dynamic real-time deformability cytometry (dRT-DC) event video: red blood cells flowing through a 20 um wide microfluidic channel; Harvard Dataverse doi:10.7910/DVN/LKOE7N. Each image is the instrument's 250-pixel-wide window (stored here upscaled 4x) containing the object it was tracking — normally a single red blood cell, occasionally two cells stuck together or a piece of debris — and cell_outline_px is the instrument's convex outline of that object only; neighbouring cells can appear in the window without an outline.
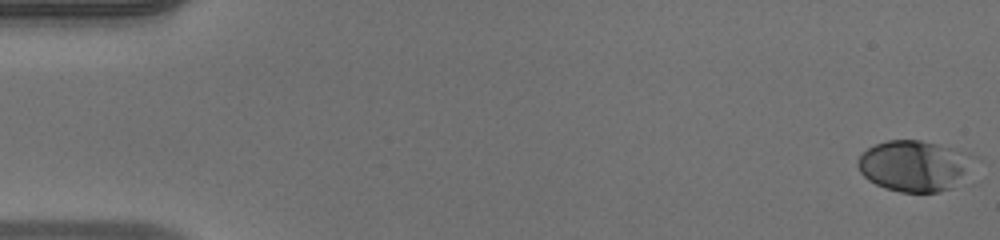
{"species": "human", "species_latin": "Homo sapiens", "temperature_condition": "warm", "stored_images_in_passage": 49, "camera_frame_rate_fps": 3000, "um_per_image_px": 0.085, "donor": {"sex": "male"}, "frame": {"image": 1, "passage_image": 1, "time_ms": 0.0, "image_size_px": [1000, 240], "cell_outline_px": [[980, 160], [952, 188], [936, 192], [900, 192], [884, 188], [868, 180], [860, 172], [856, 164], [860, 156], [868, 148], [876, 144], [888, 140], [920, 140], [968, 152], [976, 156]], "centroid_in_image_um": [77.77, 14.09], "position_along_channel_um": 7.2, "area_um2": 34.74}}
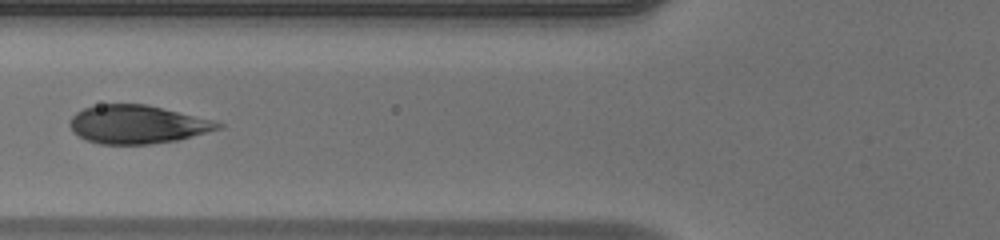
{"frame": {"image": 2, "passage_image": 20, "time_ms": 6.333, "image_size_px": [1000, 240], "cell_outline_px": [[224, 128], [176, 140], [148, 144], [100, 144], [88, 140], [72, 132], [68, 124], [72, 116], [76, 112], [84, 108], [100, 104], [144, 104], [212, 120], [224, 124]], "centroid_in_image_um": [11.64, 10.58], "position_along_channel_um": 114.2, "area_um2": 32.83}}
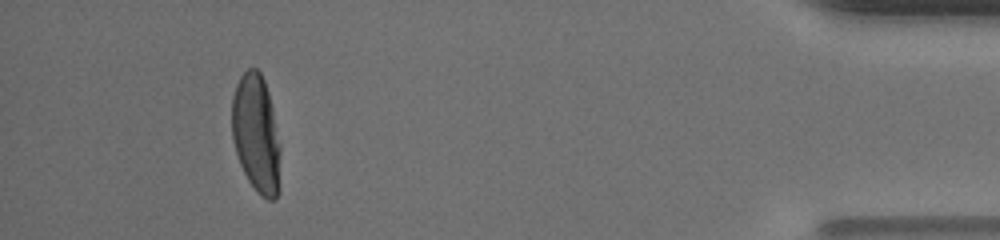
{"frame": {"image": 3, "passage_image": 46, "time_ms": 15.0, "image_size_px": [1000, 240], "cell_outline_px": [[280, 152], [276, 200], [268, 200], [256, 192], [248, 180], [240, 164], [232, 140], [232, 96], [236, 84], [240, 76], [248, 68], [256, 68], [260, 72], [264, 80], [268, 92], [272, 108], [280, 144]], "centroid_in_image_um": [21.76, 11.34], "position_along_channel_um": 413.4, "area_um2": 33.23}, "authors_computed_cell_mechanics": {"area_um2": 33.524, "velocity_mm_per_s": 4.1712, "shape_relaxation_time_tau1_ms": 2.6679, "shape_relaxation_time_tau2_ms": null, "deformation_change_tau1": 0.1895, "deformation_change_tau2": null}}